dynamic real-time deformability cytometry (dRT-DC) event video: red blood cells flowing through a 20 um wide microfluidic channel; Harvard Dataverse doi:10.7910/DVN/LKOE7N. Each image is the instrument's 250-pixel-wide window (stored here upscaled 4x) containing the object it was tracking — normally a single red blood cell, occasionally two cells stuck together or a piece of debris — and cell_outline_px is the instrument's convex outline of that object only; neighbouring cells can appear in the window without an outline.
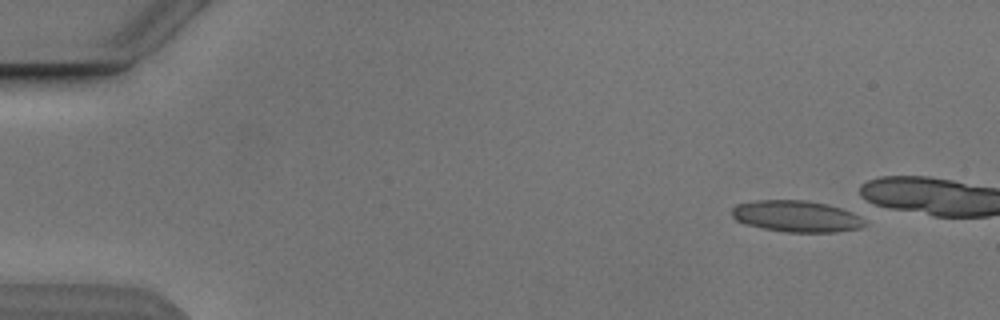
{"species": "Egyptian fruit bat (a non-hibernating species)", "species_latin": "Rousettus aegyptiacus", "temperature_condition": "cold", "stored_images_in_passage": 6, "camera_frame_rate_fps": 3000, "um_per_image_px": 0.085, "animal": {"sex": "male"}, "frame": {"image": 1, "passage_image": 1, "time_ms": 0.0, "image_size_px": [1000, 320], "cell_outline_px": [[864, 224], [860, 228], [836, 232], [784, 232], [744, 224], [736, 220], [732, 216], [732, 208], [736, 204], [760, 200], [804, 200], [828, 204], [852, 212], [860, 216], [864, 220]], "centroid_in_image_um": [67.68, 18.38], "position_along_channel_um": 17.3, "area_um2": 24.28}}